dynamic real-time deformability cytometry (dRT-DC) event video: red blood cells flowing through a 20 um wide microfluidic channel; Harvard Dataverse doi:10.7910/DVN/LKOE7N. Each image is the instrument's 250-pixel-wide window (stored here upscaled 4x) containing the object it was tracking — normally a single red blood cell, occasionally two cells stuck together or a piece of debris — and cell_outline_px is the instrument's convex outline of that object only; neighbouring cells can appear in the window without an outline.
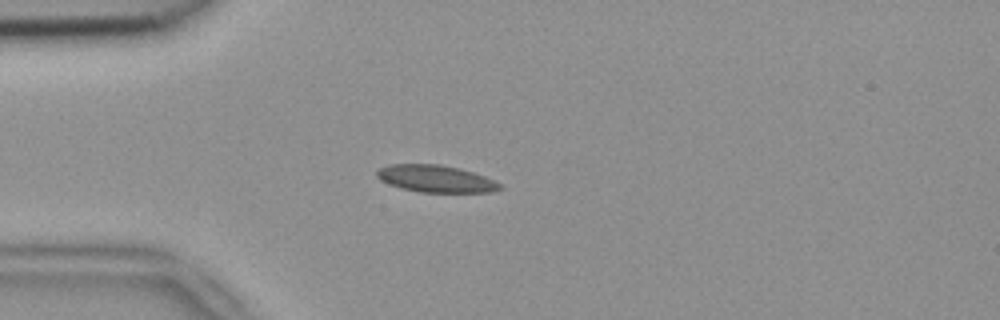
{"species": "common noctule bat (a hibernating species)", "species_latin": "Nyctalus noctula", "temperature_condition": "room temperature", "stored_images_in_passage": 42, "camera_frame_rate_fps": 3000, "um_per_image_px": 0.085, "animal": {"sex": "female", "body_mass_g": 18.4}, "frame": {"image": 1, "passage_image": 3, "time_ms": 0.667, "image_size_px": [1000, 320], "cell_outline_px": [[504, 188], [492, 192], [420, 192], [400, 188], [388, 184], [380, 180], [376, 176], [376, 172], [380, 168], [392, 164], [440, 164], [460, 168], [484, 176], [500, 184]], "centroid_in_image_um": [37.02, 15.19], "position_along_channel_um": 48.0, "area_um2": 19.42}}
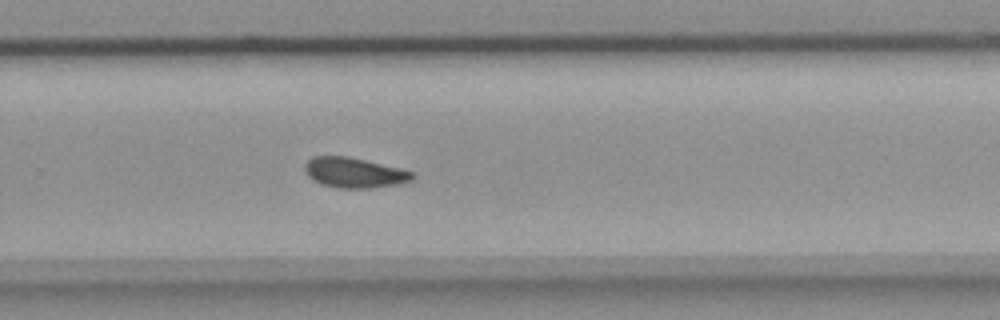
{"frame": {"image": 2, "passage_image": 24, "time_ms": 7.667, "image_size_px": [1000, 320], "cell_outline_px": [[416, 176], [412, 180], [400, 184], [372, 188], [336, 188], [320, 184], [308, 176], [304, 168], [304, 164], [312, 156], [348, 156], [400, 168], [412, 172]], "centroid_in_image_um": [30.11, 14.68], "position_along_channel_um": 299.7, "area_um2": 19.07}}
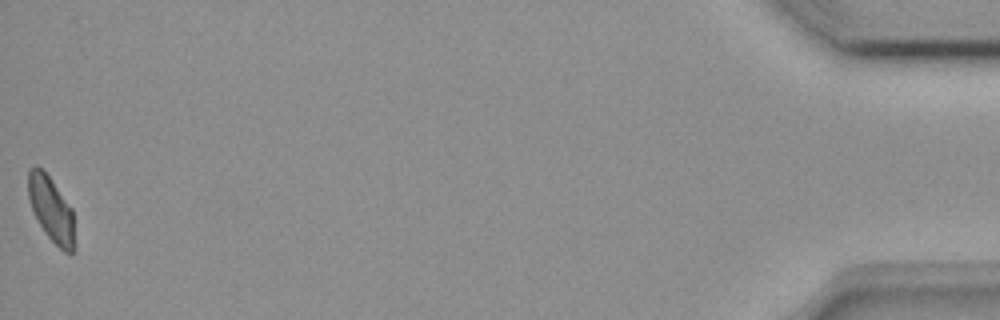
{"frame": {"image": 3, "passage_image": 42, "time_ms": 13.667, "image_size_px": [1000, 320], "cell_outline_px": [[72, 252], [64, 252], [44, 232], [32, 208], [28, 196], [28, 168], [36, 164], [44, 168], [72, 208]], "centroid_in_image_um": [4.29, 17.65], "position_along_channel_um": 430.9, "area_um2": 17.22}, "authors_computed_cell_mechanics": {"area_um2": 19.074, "velocity_mm_per_s": 3.7984, "shape_relaxation_time_tau1_ms": null, "shape_relaxation_time_tau2_ms": 4.0955, "deformation_change_tau1": null, "deformation_change_tau2": 0.0817}}